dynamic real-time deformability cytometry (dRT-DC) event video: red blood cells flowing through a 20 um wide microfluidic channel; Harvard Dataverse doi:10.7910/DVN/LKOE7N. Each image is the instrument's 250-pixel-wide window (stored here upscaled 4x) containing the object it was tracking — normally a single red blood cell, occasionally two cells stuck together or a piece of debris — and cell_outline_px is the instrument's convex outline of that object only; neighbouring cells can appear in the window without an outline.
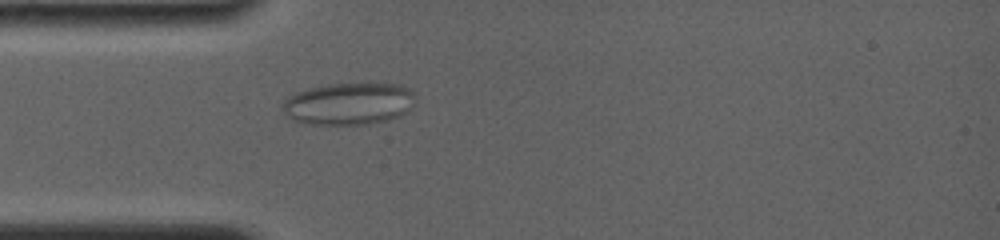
{"species": "common noctule bat (a hibernating species)", "species_latin": "Nyctalus noctula", "temperature_condition": "room temperature", "stored_images_in_passage": 35, "camera_frame_rate_fps": 4000, "um_per_image_px": 0.085, "animal": {"sex": "female", "body_mass_g": 19.0, "forearm_length_mm": 56.7}, "frame": {"image": 1, "passage_image": 10, "time_ms": 4.5, "image_size_px": [1000, 240], "cell_outline_px": [[412, 96], [408, 108], [404, 112], [396, 116], [384, 120], [360, 124], [312, 124], [292, 120], [288, 116], [284, 108], [284, 104], [288, 96], [296, 92], [308, 88], [328, 84], [368, 80], [384, 80], [404, 84], [412, 92]], "centroid_in_image_um": [29.66, 8.73], "position_along_channel_um": 55.3, "area_um2": 32.95}}
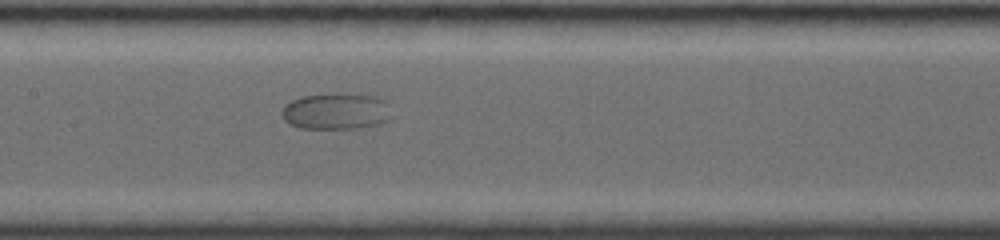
{"frame": {"image": 2, "passage_image": 17, "time_ms": 8.0, "image_size_px": [1000, 240], "cell_outline_px": [[388, 120], [376, 124], [352, 128], [300, 128], [284, 120], [284, 108], [292, 100], [300, 96], [332, 92], [336, 92], [376, 96], [384, 100]], "centroid_in_image_um": [28.52, 9.42], "position_along_channel_um": 178.9, "area_um2": 22.77}}
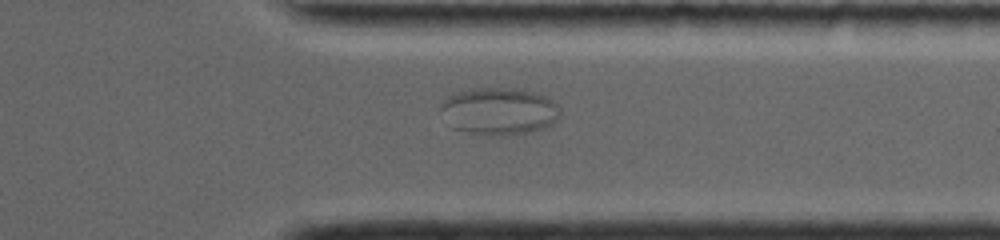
{"frame": {"image": 3, "passage_image": 28, "time_ms": 13.25, "image_size_px": [1000, 240], "cell_outline_px": [[560, 116], [548, 124], [540, 128], [524, 132], [500, 136], [472, 132], [452, 128], [440, 108], [444, 100], [448, 96], [456, 92], [472, 88], [500, 84], [548, 96], [560, 108]], "centroid_in_image_um": [42.4, 9.38], "position_along_channel_um": 369.0, "area_um2": 32.95}}